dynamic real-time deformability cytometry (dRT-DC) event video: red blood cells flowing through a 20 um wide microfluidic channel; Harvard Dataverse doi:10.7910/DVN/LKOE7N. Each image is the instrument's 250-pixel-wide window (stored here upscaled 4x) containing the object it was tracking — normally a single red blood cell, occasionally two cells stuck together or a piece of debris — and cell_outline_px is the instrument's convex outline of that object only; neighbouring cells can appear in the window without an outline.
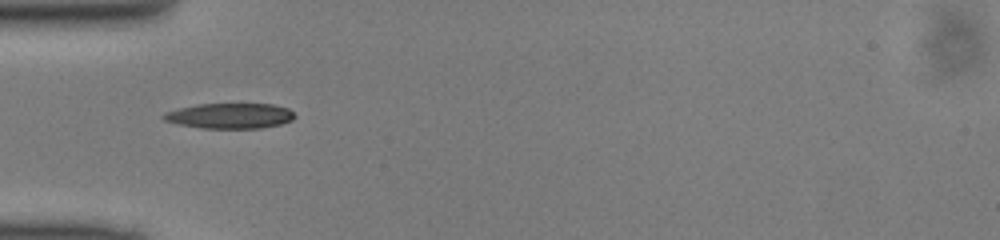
{"species": "common noctule bat (a hibernating species)", "species_latin": "Nyctalus noctula", "temperature_condition": "cold", "stored_images_in_passage": 28, "camera_frame_rate_fps": 3000, "um_per_image_px": 0.085, "animal": {"sex": "male", "body_mass_g": 13.0, "forearm_length_mm": 53.1}, "frame": {"image": 1, "passage_image": 1, "time_ms": 0.0, "image_size_px": [1000, 240], "cell_outline_px": [[296, 116], [292, 120], [280, 124], [260, 128], [204, 128], [180, 124], [164, 120], [160, 116], [164, 112], [196, 104], [272, 104], [288, 108]], "centroid_in_image_um": [19.54, 9.84], "position_along_channel_um": 65.5, "area_um2": 19.25}}
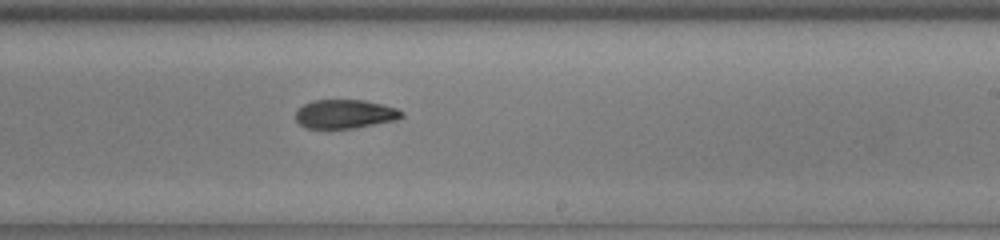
{"frame": {"image": 2, "passage_image": 15, "time_ms": 4.667, "image_size_px": [1000, 240], "cell_outline_px": [[404, 116], [396, 120], [356, 128], [304, 128], [296, 120], [296, 108], [312, 100], [364, 100], [384, 104], [396, 108], [404, 112]], "centroid_in_image_um": [29.32, 9.68], "position_along_channel_um": 259.7, "area_um2": 18.03}}
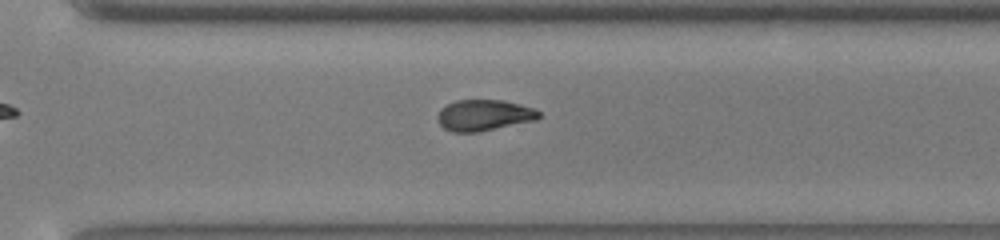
{"frame": {"image": 3, "passage_image": 20, "time_ms": 6.333, "image_size_px": [1000, 240], "cell_outline_px": [[540, 116], [536, 120], [476, 132], [452, 132], [444, 128], [440, 124], [436, 116], [440, 108], [456, 100], [504, 100], [520, 104], [532, 108], [540, 112]], "centroid_in_image_um": [41.11, 9.78], "position_along_channel_um": 329.5, "area_um2": 18.26}}